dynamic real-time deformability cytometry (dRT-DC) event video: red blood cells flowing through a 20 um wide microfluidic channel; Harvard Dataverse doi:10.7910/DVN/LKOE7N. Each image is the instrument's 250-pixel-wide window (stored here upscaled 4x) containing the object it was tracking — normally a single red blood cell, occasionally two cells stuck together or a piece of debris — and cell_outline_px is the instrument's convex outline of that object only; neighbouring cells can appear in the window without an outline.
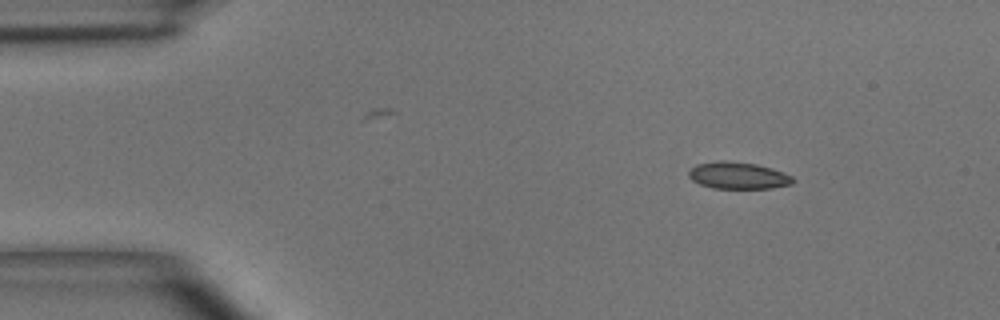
{"species": "common noctule bat (a hibernating species)", "species_latin": "Nyctalus noctula", "temperature_condition": "room temperature", "stored_images_in_passage": 3, "camera_frame_rate_fps": 3000, "um_per_image_px": 0.085, "animal": {"sex": "male", "body_mass_g": 15.6}, "frame": {"image": 1, "passage_image": 1, "time_ms": 0.0, "image_size_px": [1000, 320], "cell_outline_px": [[796, 180], [792, 184], [772, 188], [712, 188], [700, 184], [692, 180], [688, 176], [688, 172], [696, 164], [716, 160], [728, 160], [756, 164], [772, 168], [784, 172], [792, 176]], "centroid_in_image_um": [62.75, 14.91], "position_along_channel_um": 22.3, "area_um2": 16.53}}